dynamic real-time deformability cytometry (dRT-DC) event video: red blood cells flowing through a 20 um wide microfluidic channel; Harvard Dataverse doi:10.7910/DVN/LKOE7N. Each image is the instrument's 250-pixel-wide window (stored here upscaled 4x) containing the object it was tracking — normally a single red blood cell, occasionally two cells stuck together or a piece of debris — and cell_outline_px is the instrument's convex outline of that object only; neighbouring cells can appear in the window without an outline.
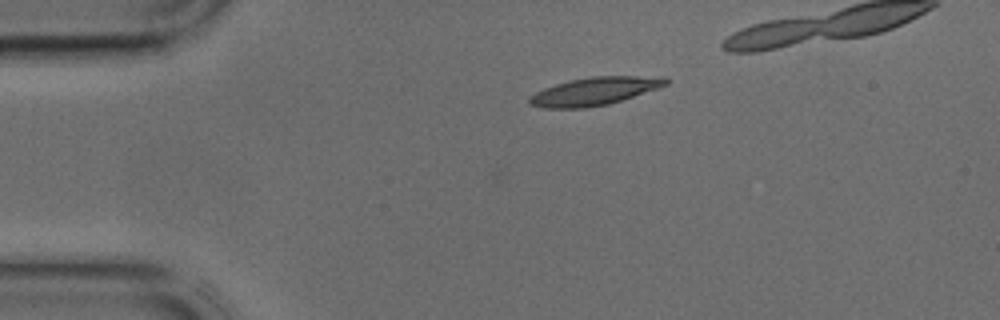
{"species": "common noctule bat (a hibernating species)", "species_latin": "Nyctalus noctula", "temperature_condition": "cold", "stored_images_in_passage": 28, "camera_frame_rate_fps": 3000, "um_per_image_px": 0.085, "animal": {"sex": "male", "body_mass_g": 17.9, "forearm_length_mm": 54.2}, "frame": {"image": 1, "passage_image": 1, "time_ms": 0.0, "image_size_px": [1000, 320], "cell_outline_px": [[668, 84], [608, 104], [584, 108], [544, 108], [528, 104], [528, 96], [544, 88], [556, 84], [572, 80], [592, 76], [668, 76]], "centroid_in_image_um": [50.51, 7.75], "position_along_channel_um": 34.5, "area_um2": 22.02}}